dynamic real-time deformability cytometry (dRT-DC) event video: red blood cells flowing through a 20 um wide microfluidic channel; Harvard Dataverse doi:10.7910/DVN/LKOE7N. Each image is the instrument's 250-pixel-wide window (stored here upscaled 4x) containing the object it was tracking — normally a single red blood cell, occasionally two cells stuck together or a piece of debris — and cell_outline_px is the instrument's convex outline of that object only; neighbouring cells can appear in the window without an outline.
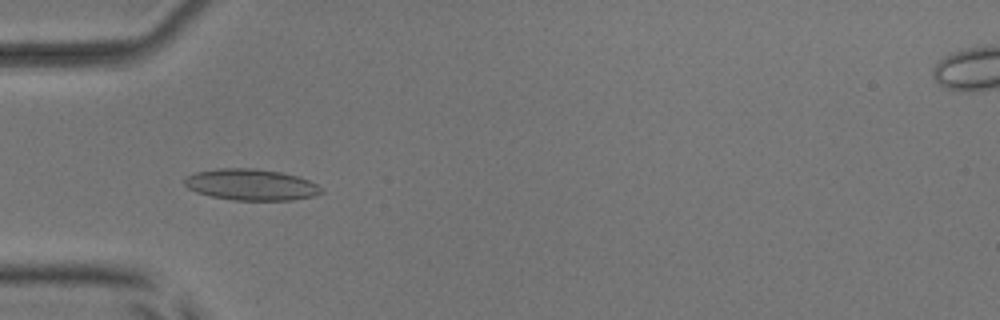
{"species": "common noctule bat (a hibernating species)", "species_latin": "Nyctalus noctula", "temperature_condition": "room temperature", "stored_images_in_passage": 44, "camera_frame_rate_fps": 3000, "um_per_image_px": 0.085, "animal": {"sex": "male", "body_mass_g": 17.9, "forearm_length_mm": 54.2}, "frame": {"image": 1, "passage_image": 13, "time_ms": 4.0, "image_size_px": [1000, 320], "cell_outline_px": [[324, 192], [312, 196], [292, 200], [232, 200], [212, 196], [196, 192], [188, 188], [184, 184], [184, 180], [188, 176], [196, 172], [216, 168], [256, 168], [280, 172], [300, 176], [324, 188]], "centroid_in_image_um": [21.36, 15.69], "position_along_channel_um": 63.6, "area_um2": 25.03}}
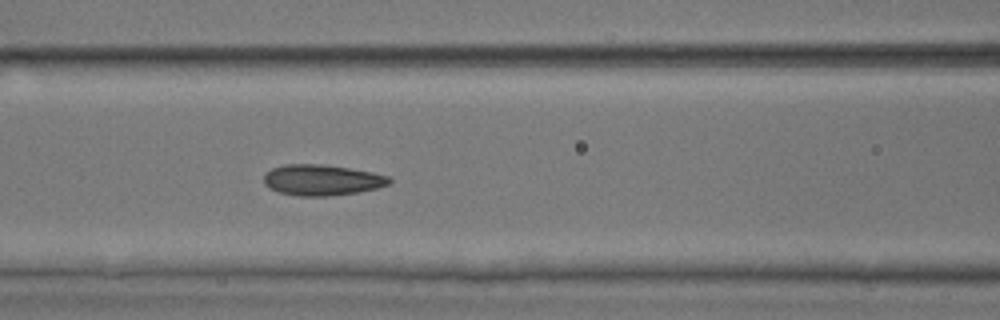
{"frame": {"image": 2, "passage_image": 19, "time_ms": 6.0, "image_size_px": [1000, 320], "cell_outline_px": [[392, 180], [388, 184], [376, 188], [356, 192], [328, 196], [300, 196], [280, 192], [268, 188], [264, 184], [264, 172], [272, 168], [284, 164], [320, 164], [348, 168], [372, 172], [388, 176]], "centroid_in_image_um": [27.31, 15.29], "position_along_channel_um": 139.3, "area_um2": 22.43}}
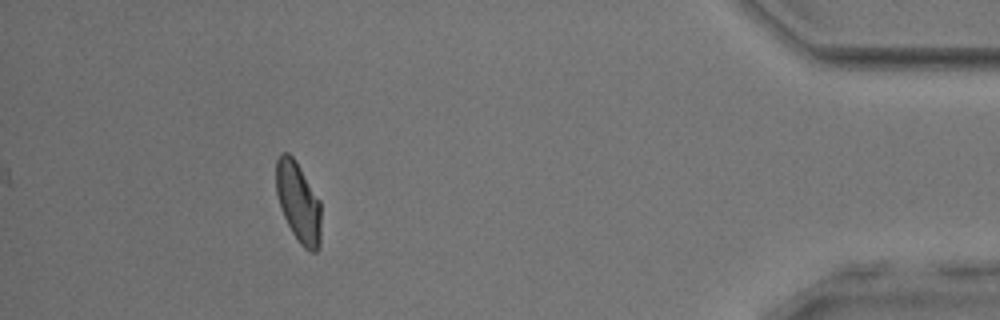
{"frame": {"image": 3, "passage_image": 44, "time_ms": 14.333, "image_size_px": [1000, 320], "cell_outline_px": [[320, 244], [316, 252], [312, 252], [304, 248], [300, 244], [292, 232], [280, 208], [276, 192], [276, 160], [280, 152], [288, 152], [292, 156], [300, 168], [320, 200]], "centroid_in_image_um": [25.35, 17.18], "position_along_channel_um": 409.9, "area_um2": 20.92}, "authors_computed_cell_mechanics": {"area_um2": 22.1374, "velocity_mm_per_s": 3.891, "shape_relaxation_time_tau1_ms": 5.9156, "shape_relaxation_time_tau2_ms": 1.3864, "deformation_change_tau1": 0.1213, "deformation_change_tau2": 0.0675}}